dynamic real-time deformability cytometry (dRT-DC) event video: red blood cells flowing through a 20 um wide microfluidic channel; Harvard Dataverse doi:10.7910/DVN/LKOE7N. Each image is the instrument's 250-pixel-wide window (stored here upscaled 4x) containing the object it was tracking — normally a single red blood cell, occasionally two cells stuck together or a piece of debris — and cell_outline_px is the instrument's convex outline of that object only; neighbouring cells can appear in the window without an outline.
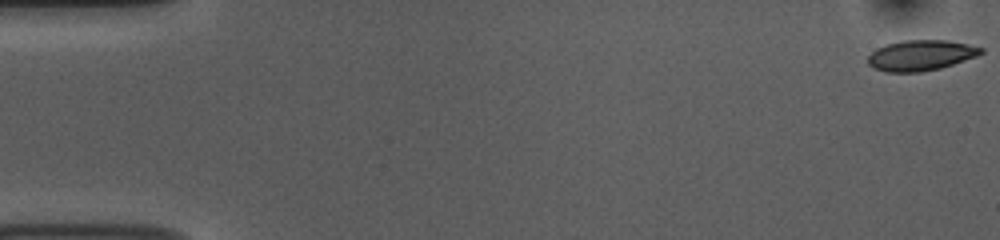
{"species": "common noctule bat (a hibernating species)", "species_latin": "Nyctalus noctula", "temperature_condition": "room temperature", "stored_images_in_passage": 54, "camera_frame_rate_fps": 3000, "um_per_image_px": 0.085, "animal": {"sex": "female", "body_mass_g": 10.0, "forearm_length_mm": 53.1}, "frame": {"image": 1, "passage_image": 1, "time_ms": 0.0, "image_size_px": [1000, 240], "cell_outline_px": [[984, 52], [976, 56], [940, 68], [920, 72], [888, 72], [872, 68], [868, 64], [868, 56], [876, 48], [884, 44], [904, 40], [948, 40], [968, 44], [984, 48]], "centroid_in_image_um": [78.24, 4.69], "position_along_channel_um": 6.8, "area_um2": 20.17}}
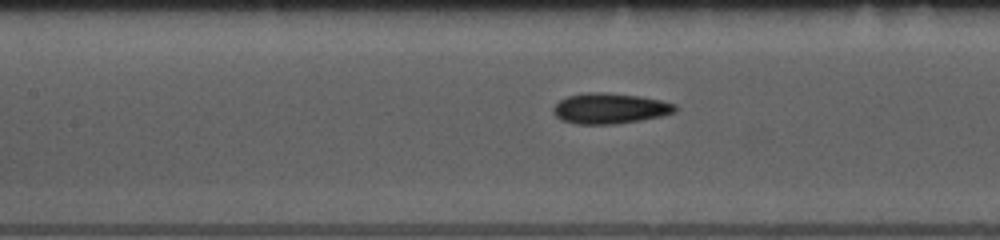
{"frame": {"image": 2, "passage_image": 24, "time_ms": 7.667, "image_size_px": [1000, 240], "cell_outline_px": [[680, 108], [676, 112], [664, 116], [616, 124], [576, 124], [560, 120], [552, 112], [552, 108], [560, 100], [568, 96], [588, 92], [604, 92], [640, 96], [660, 100], [676, 104]], "centroid_in_image_um": [51.87, 9.22], "position_along_channel_um": 155.5, "area_um2": 21.96}}
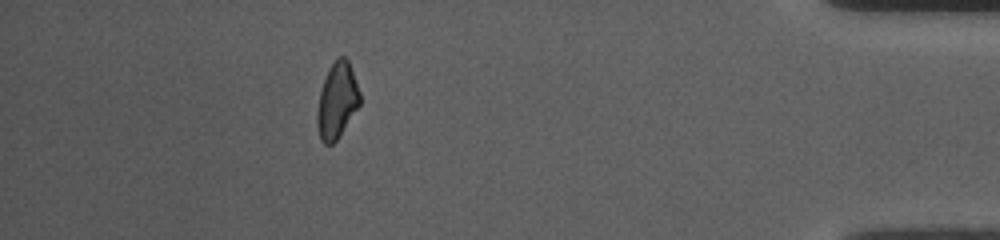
{"frame": {"image": 3, "passage_image": 48, "time_ms": 15.667, "image_size_px": [1000, 240], "cell_outline_px": [[360, 104], [336, 140], [332, 144], [324, 144], [320, 140], [316, 124], [316, 112], [320, 92], [328, 68], [340, 56], [344, 56], [348, 60], [356, 80], [360, 92]], "centroid_in_image_um": [28.63, 8.56], "position_along_channel_um": 406.6, "area_um2": 18.73}, "authors_computed_cell_mechanics": {"area_um2": 20.2589, "velocity_mm_per_s": 3.761, "shape_relaxation_time_tau1_ms": 3.3115, "shape_relaxation_time_tau2_ms": 2.7182, "deformation_change_tau1": 0.0999, "deformation_change_tau2": 0.0732}}